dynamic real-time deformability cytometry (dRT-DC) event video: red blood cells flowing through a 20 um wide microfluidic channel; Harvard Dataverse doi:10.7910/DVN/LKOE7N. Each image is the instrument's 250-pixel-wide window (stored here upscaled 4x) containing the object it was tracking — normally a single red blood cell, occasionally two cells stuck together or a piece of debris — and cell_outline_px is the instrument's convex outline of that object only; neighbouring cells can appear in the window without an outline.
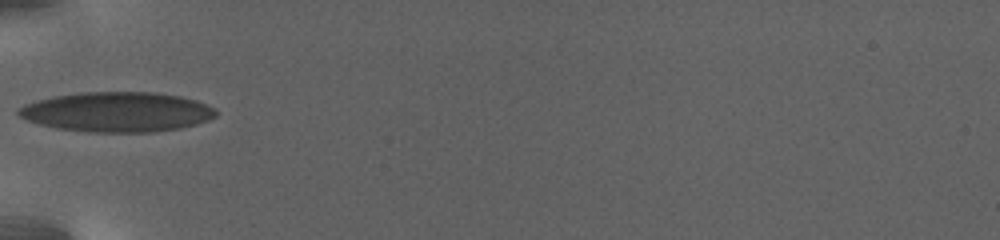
{"species": "human", "species_latin": "Homo sapiens", "temperature_condition": "warm", "stored_images_in_passage": 34, "camera_frame_rate_fps": 3000, "um_per_image_px": 0.085, "donor": {"sex": "female"}, "frame": {"image": 1, "passage_image": 1, "time_ms": 0.0, "image_size_px": [1000, 240], "cell_outline_px": [[216, 116], [208, 120], [196, 124], [180, 128], [156, 132], [88, 132], [56, 128], [40, 124], [28, 120], [20, 116], [16, 112], [24, 104], [36, 100], [52, 96], [80, 92], [156, 92], [180, 96], [196, 100], [212, 108], [216, 112]], "centroid_in_image_um": [9.93, 9.51], "position_along_channel_um": 75.1, "area_um2": 45.89}}
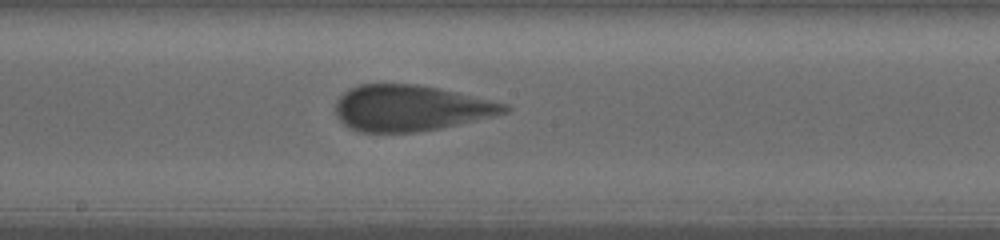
{"frame": {"image": 2, "passage_image": 18, "time_ms": 5.333, "image_size_px": [1000, 240], "cell_outline_px": [[512, 108], [508, 112], [492, 116], [440, 128], [412, 132], [360, 132], [348, 128], [336, 116], [336, 100], [348, 88], [360, 84], [416, 84], [440, 88], [508, 104]], "centroid_in_image_um": [34.87, 9.18], "position_along_channel_um": 213.3, "area_um2": 45.2}}
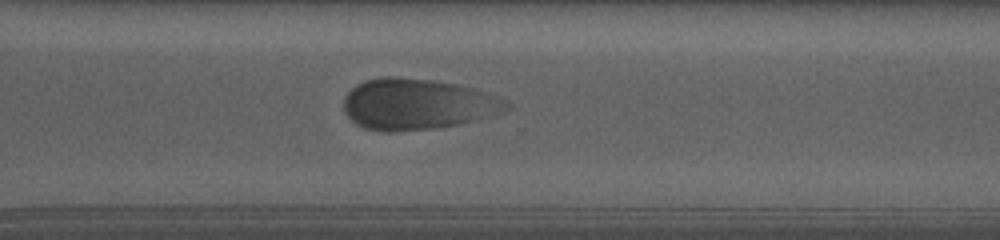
{"frame": {"image": 3, "passage_image": 32, "time_ms": 10.0, "image_size_px": [1000, 240], "cell_outline_px": [[512, 108], [504, 112], [492, 116], [460, 124], [432, 128], [392, 132], [384, 132], [364, 128], [356, 124], [344, 112], [344, 100], [348, 92], [356, 84], [364, 80], [380, 76], [396, 76], [432, 80], [456, 84], [472, 88], [484, 92], [512, 104]], "centroid_in_image_um": [35.45, 8.85], "position_along_channel_um": 335.1, "area_um2": 48.49}}